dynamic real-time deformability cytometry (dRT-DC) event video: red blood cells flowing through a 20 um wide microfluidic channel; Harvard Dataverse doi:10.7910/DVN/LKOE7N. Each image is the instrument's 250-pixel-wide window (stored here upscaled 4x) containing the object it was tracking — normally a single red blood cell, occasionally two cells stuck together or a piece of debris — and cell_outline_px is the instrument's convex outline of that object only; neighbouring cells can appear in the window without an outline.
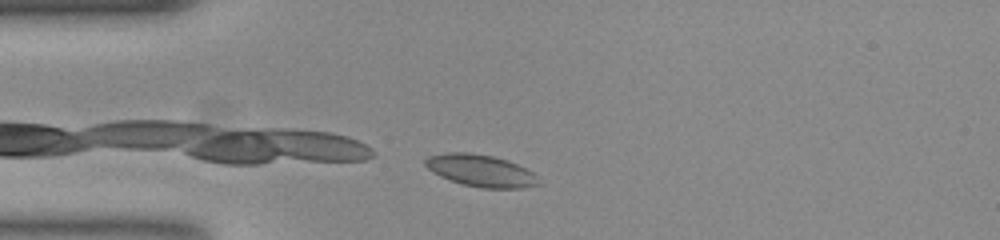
{"species": "common noctule bat (a hibernating species)", "species_latin": "Nyctalus noctula", "temperature_condition": "room temperature", "stored_images_in_passage": 4, "camera_frame_rate_fps": 3000, "um_per_image_px": 0.085, "animal": {"sex": "female", "body_mass_g": 23.0, "forearm_length_mm": 53.4}, "frame": {"image": 1, "passage_image": 4, "time_ms": 1.0, "image_size_px": [1000, 240], "cell_outline_px": [[540, 184], [520, 188], [484, 188], [464, 184], [440, 176], [432, 172], [424, 164], [424, 160], [428, 156], [448, 152], [468, 152], [492, 156], [516, 164], [532, 172], [536, 176]], "centroid_in_image_um": [40.83, 14.5], "position_along_channel_um": 44.2, "area_um2": 20.75}}